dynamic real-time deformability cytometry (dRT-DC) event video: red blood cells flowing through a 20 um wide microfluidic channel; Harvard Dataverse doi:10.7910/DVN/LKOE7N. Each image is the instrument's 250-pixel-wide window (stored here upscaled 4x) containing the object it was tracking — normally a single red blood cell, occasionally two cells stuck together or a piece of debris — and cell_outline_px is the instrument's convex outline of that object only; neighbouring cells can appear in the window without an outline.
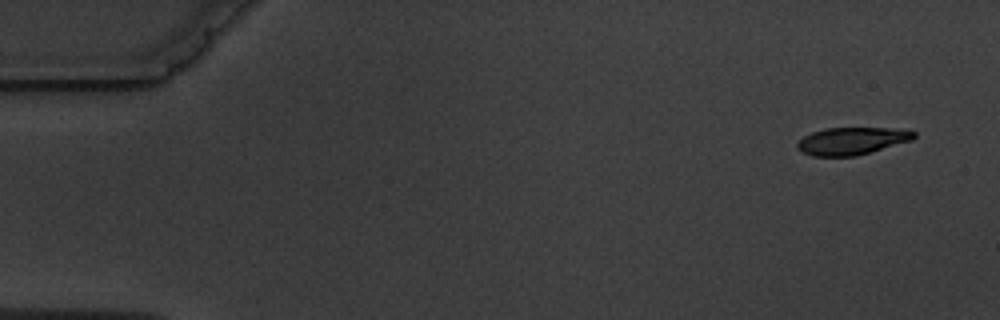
{"species": "common noctule bat (a hibernating species)", "species_latin": "Nyctalus noctula", "temperature_condition": "warm", "stored_images_in_passage": 6, "camera_frame_rate_fps": 3000, "um_per_image_px": 0.085, "animal": {"sex": "male", "body_mass_g": 19.5, "forearm_length_mm": 54.6}, "frame": {"image": 1, "passage_image": 1, "time_ms": 0.0, "image_size_px": [1000, 320], "cell_outline_px": [[916, 136], [912, 140], [856, 156], [812, 156], [800, 152], [796, 148], [796, 144], [804, 136], [812, 132], [824, 128], [908, 128], [916, 132]], "centroid_in_image_um": [72.42, 11.97], "position_along_channel_um": 12.6, "area_um2": 18.84}}
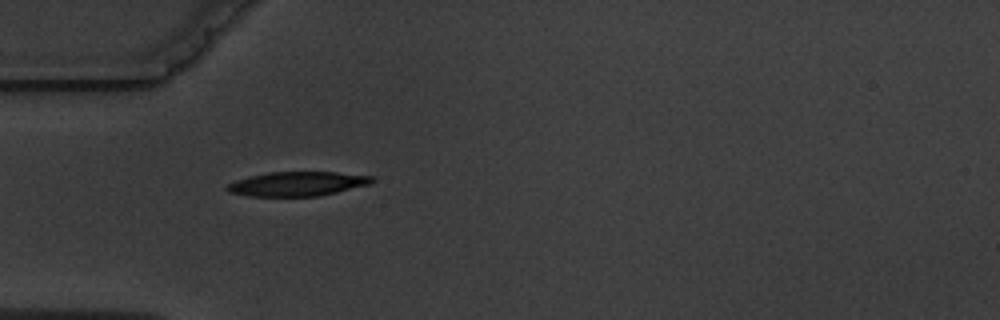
{"frame": {"image": 2, "passage_image": 5, "time_ms": 4.667, "image_size_px": [1000, 320], "cell_outline_px": [[376, 180], [368, 184], [320, 196], [248, 196], [228, 192], [224, 188], [228, 184], [236, 180], [248, 176], [268, 172], [336, 172], [376, 176]], "centroid_in_image_um": [25.26, 15.62], "position_along_channel_um": 59.7, "area_um2": 20.63}}
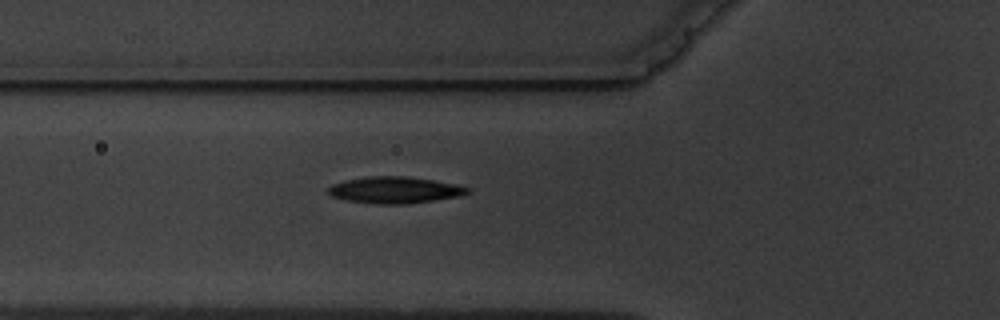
{"frame": {"image": 3, "passage_image": 6, "time_ms": 5.667, "image_size_px": [1000, 320], "cell_outline_px": [[472, 192], [464, 196], [408, 204], [376, 204], [344, 200], [332, 196], [324, 192], [332, 184], [344, 180], [368, 176], [408, 176], [456, 184], [472, 188]], "centroid_in_image_um": [33.58, 16.16], "position_along_channel_um": 92.2, "area_um2": 22.08}}